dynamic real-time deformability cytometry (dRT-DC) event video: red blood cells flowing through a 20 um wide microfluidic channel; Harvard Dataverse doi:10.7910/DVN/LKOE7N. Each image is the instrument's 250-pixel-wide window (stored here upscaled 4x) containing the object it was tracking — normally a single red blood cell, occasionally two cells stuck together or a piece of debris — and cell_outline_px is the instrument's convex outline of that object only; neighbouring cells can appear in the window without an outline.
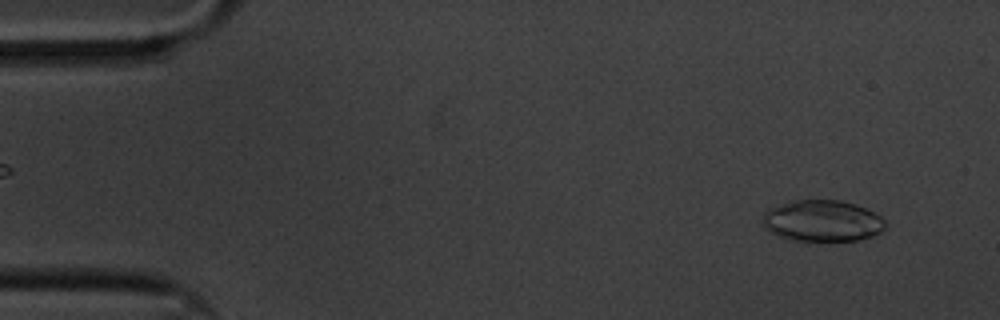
{"species": "common noctule bat (a hibernating species)", "species_latin": "Nyctalus noctula", "temperature_condition": "cold", "stored_images_in_passage": 59, "camera_frame_rate_fps": 3000, "um_per_image_px": 0.085, "animal": {"sex": "male", "body_mass_g": 20.1, "forearm_length_mm": 53.5}, "frame": {"image": 1, "passage_image": 4, "time_ms": 1.0, "image_size_px": [1000, 320], "cell_outline_px": [[884, 228], [880, 232], [872, 236], [860, 240], [792, 240], [776, 236], [764, 224], [764, 212], [768, 208], [792, 200], [840, 200], [864, 208], [880, 216], [884, 220]], "centroid_in_image_um": [69.88, 18.77], "position_along_channel_um": 15.1, "area_um2": 29.19}}
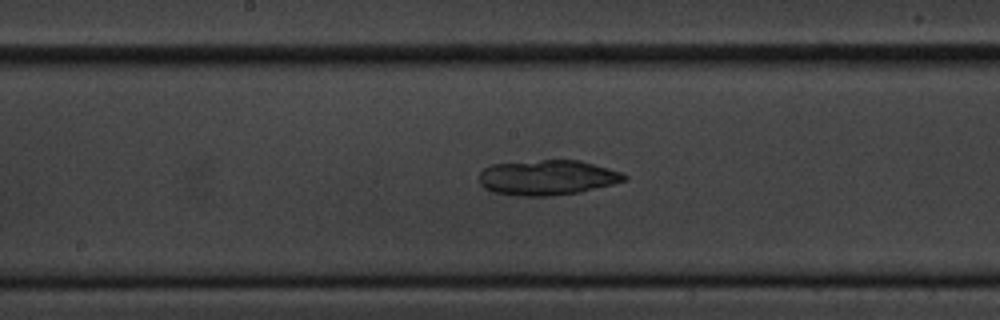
{"frame": {"image": 2, "passage_image": 30, "time_ms": 9.667, "image_size_px": [1000, 320], "cell_outline_px": [[628, 180], [580, 192], [548, 196], [516, 196], [492, 192], [484, 188], [480, 184], [480, 172], [484, 168], [492, 164], [540, 160], [580, 160], [608, 168], [620, 172], [628, 176]], "centroid_in_image_um": [46.51, 15.09], "position_along_channel_um": 201.7, "area_um2": 29.77}}
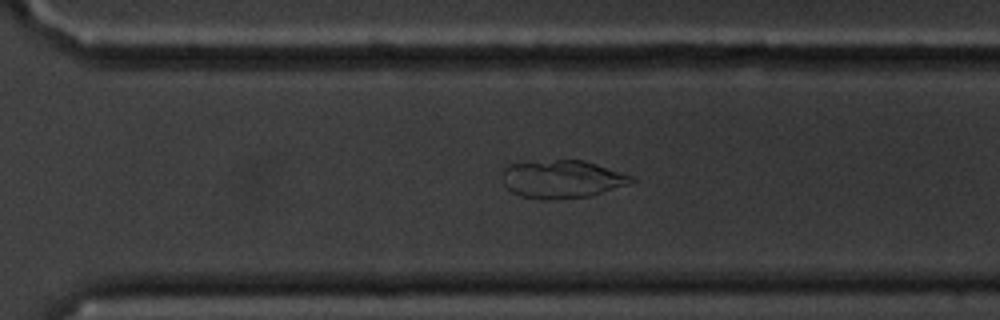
{"frame": {"image": 3, "passage_image": 41, "time_ms": 13.333, "image_size_px": [1000, 320], "cell_outline_px": [[636, 180], [628, 184], [588, 196], [556, 200], [540, 200], [520, 196], [512, 192], [504, 184], [500, 172], [508, 164], [556, 160], [584, 160], [632, 176]], "centroid_in_image_um": [47.71, 15.24], "position_along_channel_um": 322.9, "area_um2": 28.5}, "authors_computed_cell_mechanics": {"area_um2": 29.9404, "velocity_mm_per_s": 3.3243, "shape_relaxation_time_tau1_ms": null, "shape_relaxation_time_tau2_ms": 5.723, "deformation_change_tau1": null, "deformation_change_tau2": 0.0831}}